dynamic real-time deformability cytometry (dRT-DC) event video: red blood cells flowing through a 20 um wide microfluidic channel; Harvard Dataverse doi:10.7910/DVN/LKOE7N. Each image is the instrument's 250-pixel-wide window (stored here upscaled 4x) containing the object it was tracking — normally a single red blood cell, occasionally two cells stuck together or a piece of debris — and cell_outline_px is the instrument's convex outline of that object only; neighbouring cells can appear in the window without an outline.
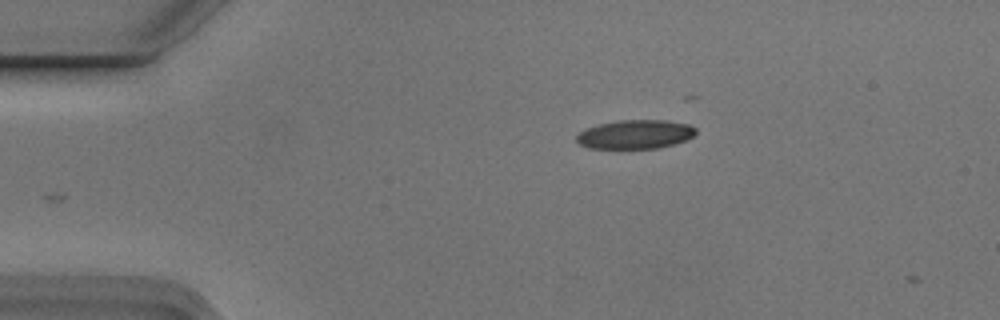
{"species": "Egyptian fruit bat (a non-hibernating species)", "species_latin": "Rousettus aegyptiacus", "temperature_condition": "cold", "stored_images_in_passage": 4, "camera_frame_rate_fps": 3000, "um_per_image_px": 0.085, "animal": {"sex": "male"}, "frame": {"image": 1, "passage_image": 1, "time_ms": 0.0, "image_size_px": [1000, 320], "cell_outline_px": [[696, 132], [692, 136], [684, 140], [672, 144], [656, 148], [588, 148], [580, 144], [576, 140], [576, 136], [580, 132], [588, 128], [600, 124], [620, 120], [664, 120], [688, 124], [696, 128]], "centroid_in_image_um": [53.99, 11.41], "position_along_channel_um": 31.0, "area_um2": 19.77}}
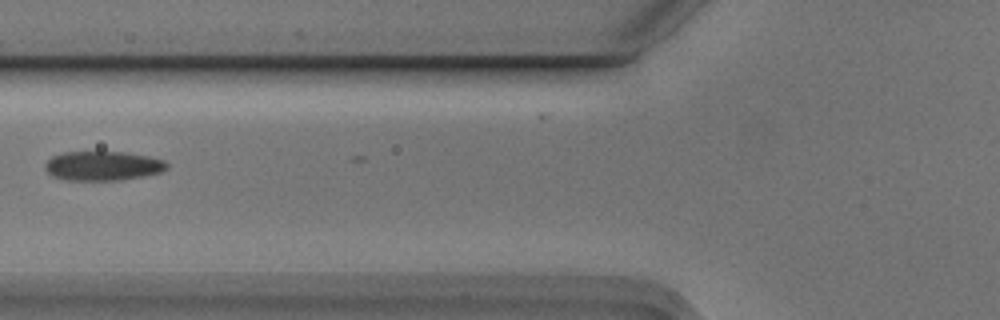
{"frame": {"image": 2, "passage_image": 4, "time_ms": 1.0, "image_size_px": [1000, 320], "cell_outline_px": [[168, 168], [160, 172], [144, 176], [120, 180], [64, 180], [52, 176], [44, 168], [44, 164], [52, 156], [64, 152], [124, 152], [148, 156], [164, 160], [168, 164]], "centroid_in_image_um": [8.73, 14.1], "position_along_channel_um": 117.1, "area_um2": 20.87}}